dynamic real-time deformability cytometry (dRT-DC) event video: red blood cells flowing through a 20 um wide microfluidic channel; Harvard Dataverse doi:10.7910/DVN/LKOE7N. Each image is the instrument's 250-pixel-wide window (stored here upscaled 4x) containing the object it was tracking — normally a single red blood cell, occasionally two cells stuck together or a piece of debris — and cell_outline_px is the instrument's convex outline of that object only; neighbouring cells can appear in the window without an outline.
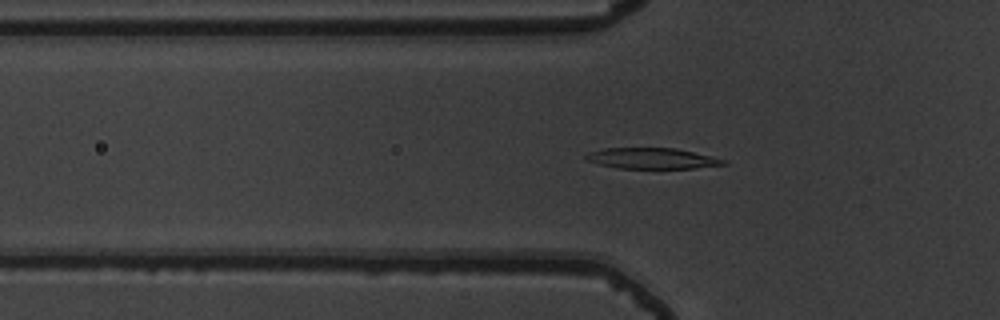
{"species": "common noctule bat (a hibernating species)", "species_latin": "Nyctalus noctula", "temperature_condition": "warm", "stored_images_in_passage": 42, "camera_frame_rate_fps": 3000, "um_per_image_px": 0.085, "animal": {"sex": "male", "body_mass_g": 19.5, "forearm_length_mm": 54.6}, "frame": {"image": 1, "passage_image": 6, "time_ms": 1.667, "image_size_px": [1000, 320], "cell_outline_px": [[728, 164], [692, 168], [616, 168], [584, 160], [584, 156], [588, 152], [604, 148], [676, 148], [712, 156], [728, 160]], "centroid_in_image_um": [55.41, 13.46], "position_along_channel_um": 70.4, "area_um2": 16.76}}
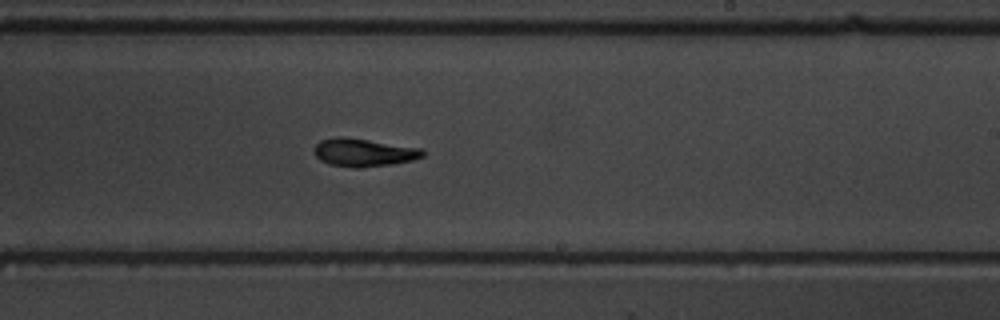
{"frame": {"image": 2, "passage_image": 21, "time_ms": 6.667, "image_size_px": [1000, 320], "cell_outline_px": [[424, 156], [412, 160], [392, 164], [360, 168], [352, 168], [328, 164], [320, 160], [316, 156], [312, 148], [320, 140], [336, 136], [344, 136], [420, 148], [424, 152]], "centroid_in_image_um": [30.85, 12.96], "position_along_channel_um": 258.1, "area_um2": 17.86}}
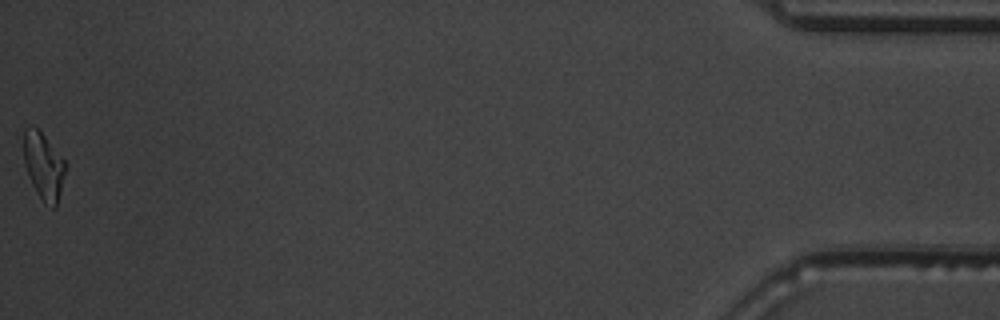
{"frame": {"image": 3, "passage_image": 42, "time_ms": 13.667, "image_size_px": [1000, 320], "cell_outline_px": [[68, 164], [56, 208], [52, 208], [44, 204], [36, 192], [28, 176], [24, 164], [24, 128], [32, 124], [44, 136]], "centroid_in_image_um": [3.71, 14.14], "position_along_channel_um": 431.5, "area_um2": 16.47}, "authors_computed_cell_mechanics": {"area_um2": 17.2244, "velocity_mm_per_s": 3.77, "shape_relaxation_time_tau1_ms": 3.8571, "shape_relaxation_time_tau2_ms": 5.7697, "deformation_change_tau1": 0.1369, "deformation_change_tau2": 0.1297}}